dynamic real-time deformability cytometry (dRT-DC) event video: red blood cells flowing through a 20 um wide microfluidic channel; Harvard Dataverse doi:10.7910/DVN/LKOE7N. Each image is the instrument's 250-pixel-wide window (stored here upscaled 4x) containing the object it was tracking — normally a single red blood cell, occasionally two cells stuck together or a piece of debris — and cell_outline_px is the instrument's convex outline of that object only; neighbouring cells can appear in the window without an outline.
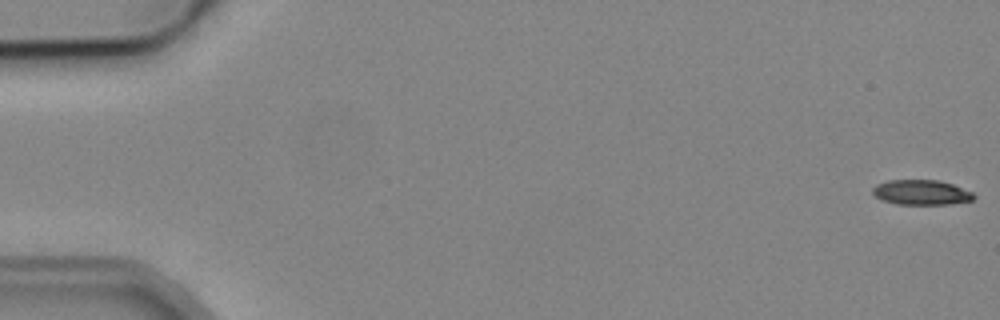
{"species": "common noctule bat (a hibernating species)", "species_latin": "Nyctalus noctula", "temperature_condition": "cold", "stored_images_in_passage": 6, "camera_frame_rate_fps": 3000, "um_per_image_px": 0.085, "animal": {"sex": "male", "body_mass_g": 19.2, "forearm_length_mm": 51.8}, "frame": {"image": 1, "passage_image": 1, "time_ms": 0.0, "image_size_px": [1000, 320], "cell_outline_px": [[976, 196], [972, 200], [948, 204], [896, 204], [880, 200], [872, 192], [872, 188], [876, 184], [888, 180], [940, 180], [952, 184], [972, 192]], "centroid_in_image_um": [78.28, 16.35], "position_along_channel_um": 6.7, "area_um2": 14.74}}